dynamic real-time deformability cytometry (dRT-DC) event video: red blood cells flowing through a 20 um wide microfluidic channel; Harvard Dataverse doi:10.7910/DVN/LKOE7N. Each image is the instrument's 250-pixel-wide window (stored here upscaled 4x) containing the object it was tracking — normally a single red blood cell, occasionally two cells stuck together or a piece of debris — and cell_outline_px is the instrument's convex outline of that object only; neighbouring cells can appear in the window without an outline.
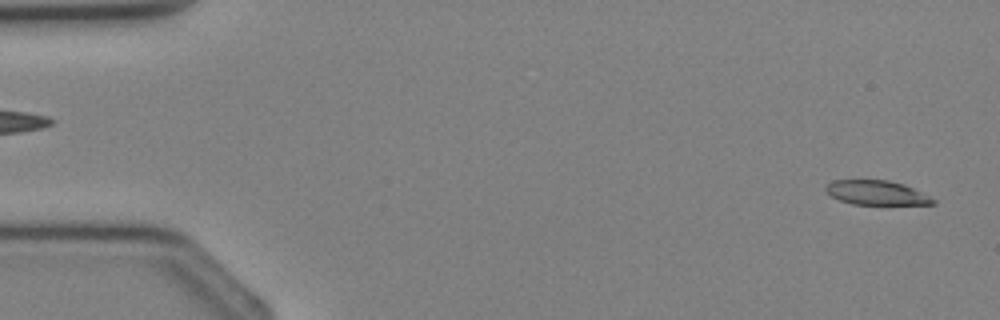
{"species": "Egyptian fruit bat (a non-hibernating species)", "species_latin": "Rousettus aegyptiacus", "temperature_condition": "cold", "stored_images_in_passage": 36, "camera_frame_rate_fps": 3000, "um_per_image_px": 0.085, "animal": {"sex": "female"}, "frame": {"image": 1, "passage_image": 1, "time_ms": 0.0, "image_size_px": [1000, 320], "cell_outline_px": [[936, 204], [852, 204], [840, 200], [832, 196], [824, 188], [832, 180], [888, 180], [904, 184], [936, 200]], "centroid_in_image_um": [74.49, 16.38], "position_along_channel_um": 10.5, "area_um2": 14.97}}
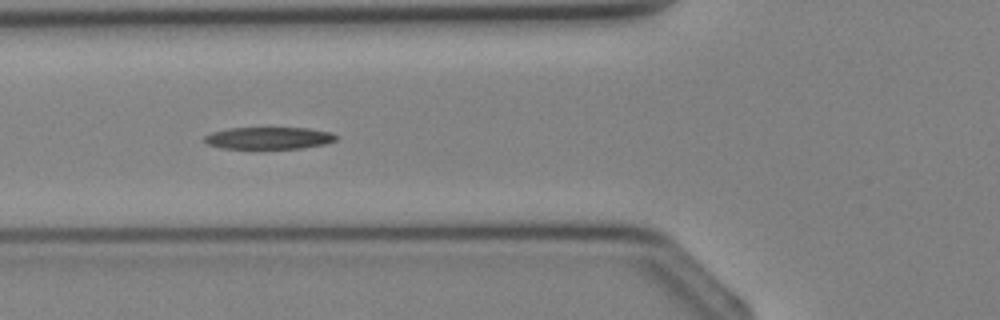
{"frame": {"image": 2, "passage_image": 13, "time_ms": 4.0, "image_size_px": [1000, 320], "cell_outline_px": [[336, 140], [324, 144], [300, 148], [224, 148], [208, 144], [204, 140], [204, 136], [212, 132], [228, 128], [308, 128], [328, 132], [336, 136]], "centroid_in_image_um": [22.82, 11.73], "position_along_channel_um": 103.0, "area_um2": 16.59}}
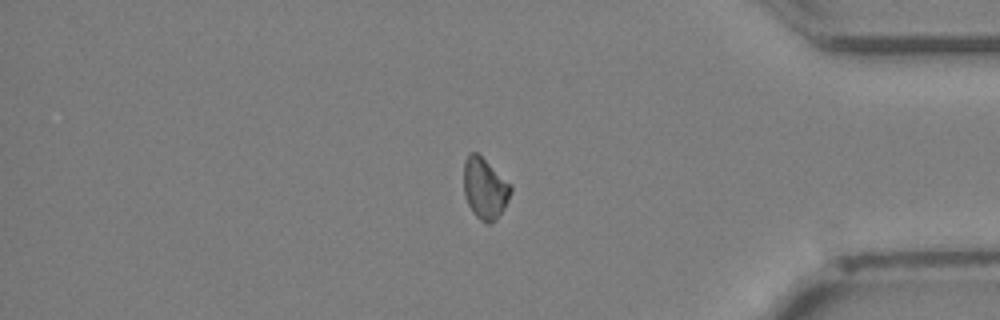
{"frame": {"image": 3, "passage_image": 30, "time_ms": 9.667, "image_size_px": [1000, 320], "cell_outline_px": [[512, 192], [504, 208], [496, 220], [492, 224], [488, 224], [480, 220], [472, 212], [464, 196], [464, 160], [468, 152], [476, 152], [512, 184]], "centroid_in_image_um": [41.21, 16.02], "position_along_channel_um": 394.0, "area_um2": 16.94}}